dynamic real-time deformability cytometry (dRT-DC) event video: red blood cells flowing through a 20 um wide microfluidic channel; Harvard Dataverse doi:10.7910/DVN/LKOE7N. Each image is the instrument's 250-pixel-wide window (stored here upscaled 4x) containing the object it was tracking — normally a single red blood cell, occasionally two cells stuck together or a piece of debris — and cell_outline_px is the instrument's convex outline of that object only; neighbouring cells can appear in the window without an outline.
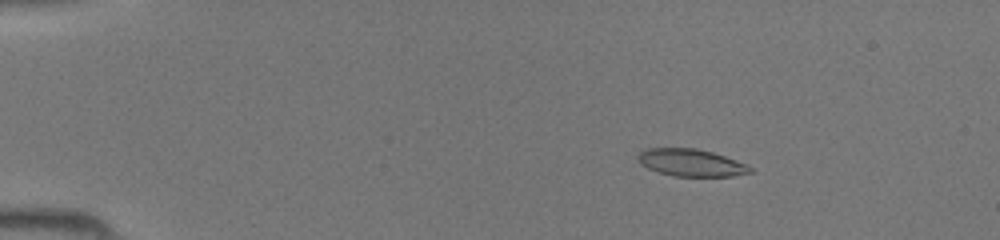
{"species": "common noctule bat (a hibernating species)", "species_latin": "Nyctalus noctula", "temperature_condition": "room temperature", "stored_images_in_passage": 46, "camera_frame_rate_fps": 3000, "um_per_image_px": 0.085, "animal": {"sex": "female", "body_mass_g": 19.5, "forearm_length_mm": 54.1}, "frame": {"image": 1, "passage_image": 8, "time_ms": 2.333, "image_size_px": [1000, 240], "cell_outline_px": [[752, 172], [732, 176], [676, 176], [660, 172], [648, 168], [640, 164], [636, 156], [644, 148], [696, 148], [712, 152], [748, 164], [752, 168]], "centroid_in_image_um": [58.73, 13.82], "position_along_channel_um": 26.3, "area_um2": 17.8}}
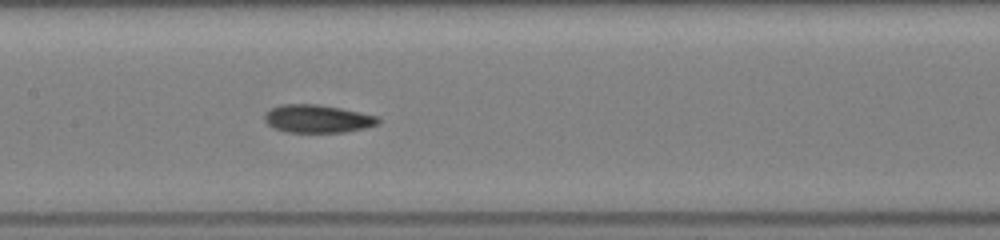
{"frame": {"image": 2, "passage_image": 24, "time_ms": 7.667, "image_size_px": [1000, 240], "cell_outline_px": [[380, 124], [364, 128], [344, 132], [284, 132], [272, 128], [264, 120], [264, 116], [272, 108], [280, 104], [316, 104], [340, 108], [380, 116]], "centroid_in_image_um": [27.0, 10.1], "position_along_channel_um": 180.4, "area_um2": 18.61}}
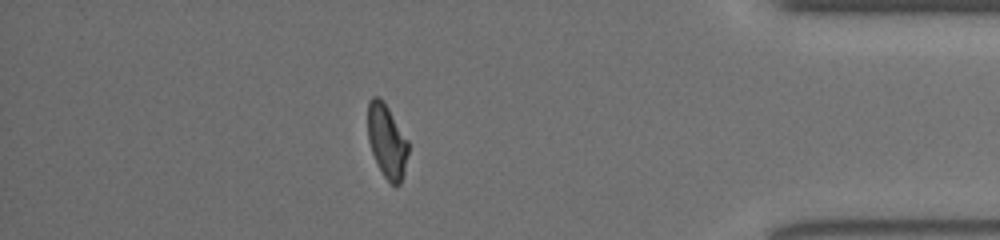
{"frame": {"image": 3, "passage_image": 41, "time_ms": 13.333, "image_size_px": [1000, 240], "cell_outline_px": [[408, 152], [404, 172], [400, 184], [396, 188], [384, 176], [372, 152], [368, 140], [368, 100], [372, 96], [376, 96], [388, 108], [408, 140]], "centroid_in_image_um": [32.89, 12.01], "position_along_channel_um": 402.3, "area_um2": 17.05}}